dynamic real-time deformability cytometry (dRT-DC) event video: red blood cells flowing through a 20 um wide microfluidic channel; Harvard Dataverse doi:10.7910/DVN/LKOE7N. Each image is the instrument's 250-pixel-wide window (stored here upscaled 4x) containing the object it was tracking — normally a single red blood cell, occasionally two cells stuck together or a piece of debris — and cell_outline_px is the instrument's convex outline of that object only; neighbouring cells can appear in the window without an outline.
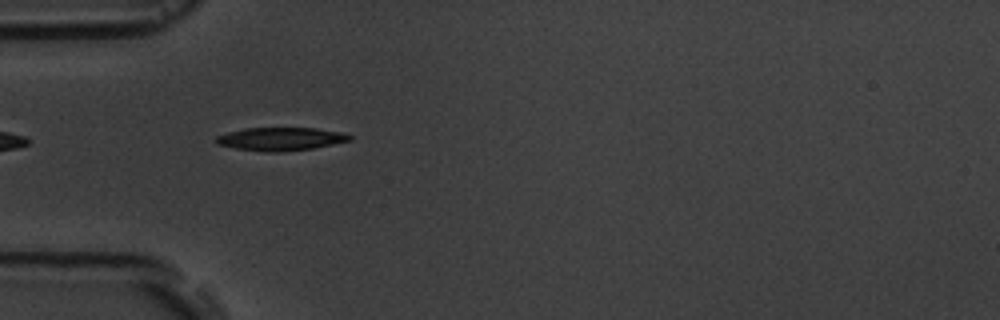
{"species": "common noctule bat (a hibernating species)", "species_latin": "Nyctalus noctula", "temperature_condition": "room temperature", "stored_images_in_passage": 8, "camera_frame_rate_fps": 3000, "um_per_image_px": 0.085, "animal": {"sex": "male", "body_mass_g": 19.5, "forearm_length_mm": 54.6}, "frame": {"image": 1, "passage_image": 6, "time_ms": 5.667, "image_size_px": [1000, 320], "cell_outline_px": [[352, 140], [312, 148], [280, 152], [268, 152], [236, 148], [216, 144], [212, 140], [216, 136], [228, 132], [244, 128], [316, 128], [344, 132], [352, 136]], "centroid_in_image_um": [23.84, 11.8], "position_along_channel_um": 61.2, "area_um2": 18.09}}
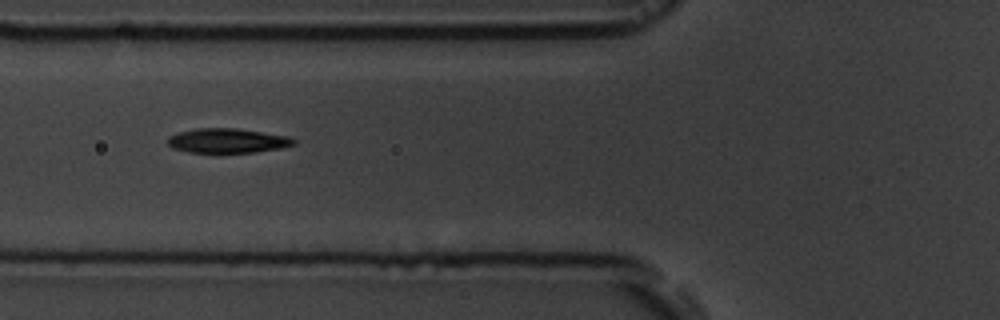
{"frame": {"image": 2, "passage_image": 7, "time_ms": 7.0, "image_size_px": [1000, 320], "cell_outline_px": [[296, 144], [280, 148], [256, 152], [188, 152], [172, 148], [168, 144], [168, 136], [180, 132], [196, 128], [236, 128], [288, 136], [296, 140]], "centroid_in_image_um": [19.33, 11.95], "position_along_channel_um": 106.5, "area_um2": 17.92}}
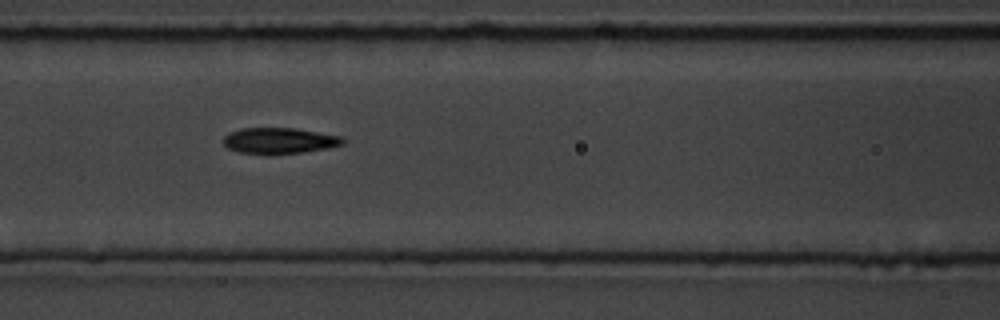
{"frame": {"image": 3, "passage_image": 8, "time_ms": 8.0, "image_size_px": [1000, 320], "cell_outline_px": [[344, 144], [328, 148], [300, 152], [264, 156], [240, 152], [228, 148], [224, 144], [224, 136], [228, 132], [240, 128], [296, 128], [340, 136], [344, 140]], "centroid_in_image_um": [23.7, 11.97], "position_along_channel_um": 142.9, "area_um2": 18.32}}